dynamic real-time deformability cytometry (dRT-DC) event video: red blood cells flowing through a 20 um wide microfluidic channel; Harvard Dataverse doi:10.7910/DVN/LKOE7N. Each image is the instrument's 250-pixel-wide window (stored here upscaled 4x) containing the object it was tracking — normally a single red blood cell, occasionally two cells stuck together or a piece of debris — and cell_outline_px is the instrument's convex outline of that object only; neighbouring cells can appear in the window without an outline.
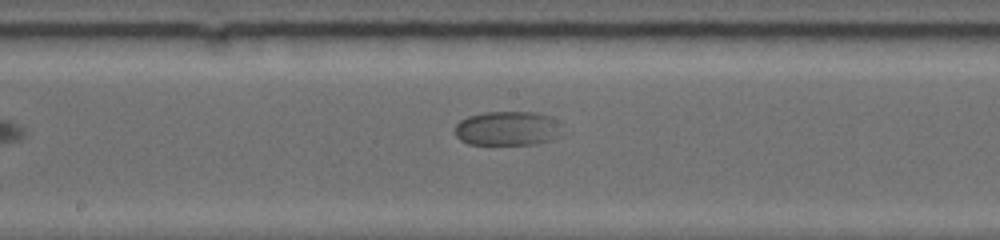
{"species": "common noctule bat (a hibernating species)", "species_latin": "Nyctalus noctula", "temperature_condition": "warm", "stored_images_in_passage": 13, "camera_frame_rate_fps": 5000, "um_per_image_px": 0.085, "animal": {"sex": "female", "body_mass_g": 19.0, "forearm_length_mm": 53.3}, "frame": {"image": 1, "passage_image": 10, "time_ms": 5.6, "image_size_px": [1000, 240], "cell_outline_px": [[564, 136], [540, 144], [468, 144], [460, 140], [456, 136], [456, 124], [460, 120], [468, 116], [484, 112], [536, 112], [552, 116], [556, 120], [564, 132]], "centroid_in_image_um": [43.21, 10.92], "position_along_channel_um": 205.0, "area_um2": 21.91}}